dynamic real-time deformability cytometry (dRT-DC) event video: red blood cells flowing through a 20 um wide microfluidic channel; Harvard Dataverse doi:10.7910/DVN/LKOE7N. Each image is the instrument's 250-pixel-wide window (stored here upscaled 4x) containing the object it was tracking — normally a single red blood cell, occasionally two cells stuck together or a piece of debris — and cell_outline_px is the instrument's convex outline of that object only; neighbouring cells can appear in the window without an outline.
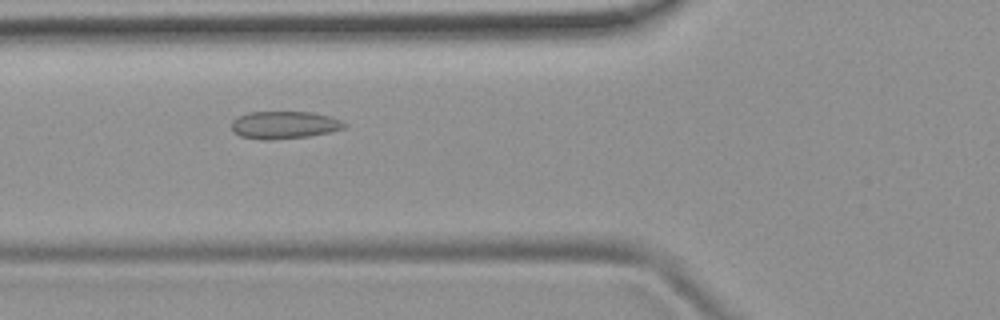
{"species": "common noctule bat (a hibernating species)", "species_latin": "Nyctalus noctula", "temperature_condition": "room temperature", "stored_images_in_passage": 49, "camera_frame_rate_fps": 3000, "um_per_image_px": 0.085, "animal": {"sex": "female", "body_mass_g": 19.9}, "frame": {"image": 1, "passage_image": 16, "time_ms": 5.0, "image_size_px": [1000, 320], "cell_outline_px": [[348, 124], [344, 128], [328, 132], [308, 136], [272, 140], [260, 140], [240, 136], [232, 132], [232, 120], [248, 112], [312, 112], [332, 116]], "centroid_in_image_um": [24.15, 10.62], "position_along_channel_um": 101.6, "area_um2": 18.21}}
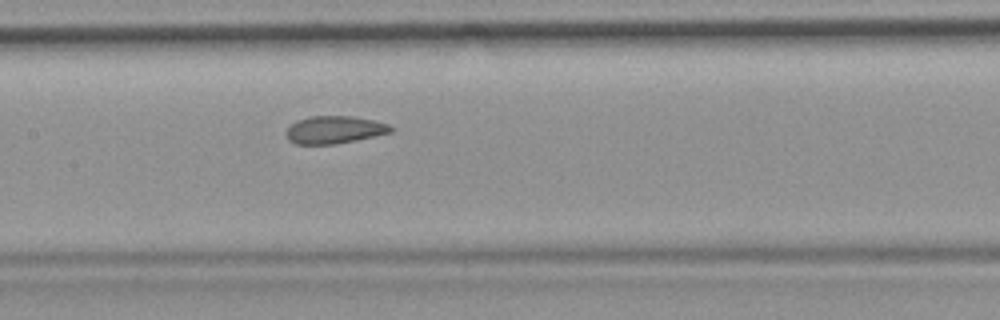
{"frame": {"image": 2, "passage_image": 22, "time_ms": 7.0, "image_size_px": [1000, 320], "cell_outline_px": [[396, 128], [392, 132], [356, 140], [332, 144], [296, 144], [288, 140], [288, 128], [296, 120], [312, 116], [352, 116], [372, 120], [388, 124]], "centroid_in_image_um": [28.46, 11.02], "position_along_channel_um": 178.9, "area_um2": 16.65}}
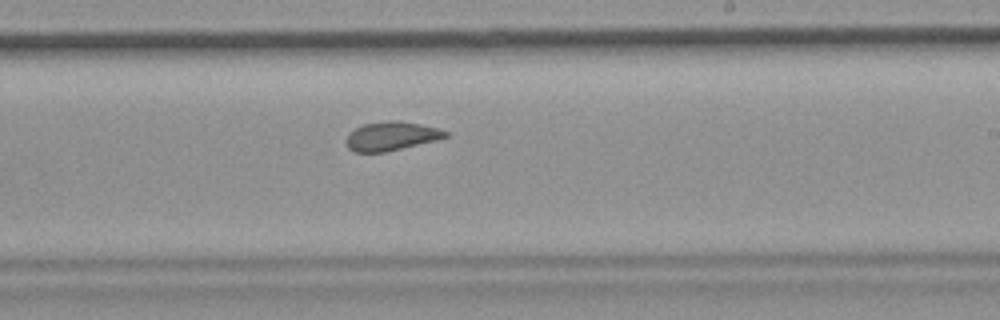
{"frame": {"image": 3, "passage_image": 28, "time_ms": 9.0, "image_size_px": [1000, 320], "cell_outline_px": [[448, 136], [436, 140], [384, 152], [352, 152], [348, 148], [344, 140], [348, 132], [364, 124], [388, 120], [396, 120], [420, 124], [436, 128], [448, 132]], "centroid_in_image_um": [33.19, 11.57], "position_along_channel_um": 255.8, "area_um2": 16.65}, "authors_computed_cell_mechanics": {"area_um2": 18.0914, "velocity_mm_per_s": 3.8627, "shape_relaxation_time_tau1_ms": null, "shape_relaxation_time_tau2_ms": 1.3693, "deformation_change_tau1": null, "deformation_change_tau2": 0.0723}}